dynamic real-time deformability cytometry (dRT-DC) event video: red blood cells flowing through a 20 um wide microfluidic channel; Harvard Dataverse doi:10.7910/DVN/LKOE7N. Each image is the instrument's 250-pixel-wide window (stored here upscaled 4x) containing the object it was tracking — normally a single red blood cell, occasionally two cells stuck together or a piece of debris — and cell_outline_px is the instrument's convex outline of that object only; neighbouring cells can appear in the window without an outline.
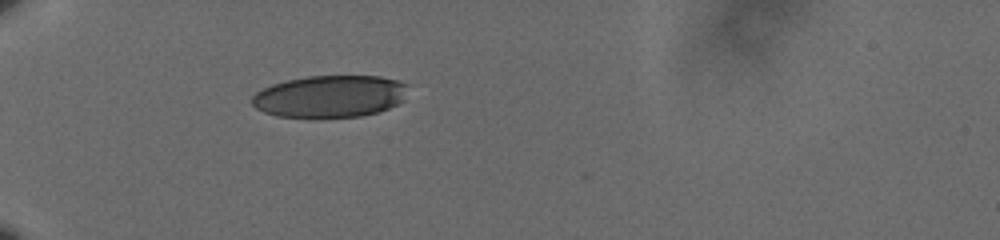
{"species": "human", "species_latin": "Homo sapiens", "temperature_condition": "cold", "stored_images_in_passage": 40, "camera_frame_rate_fps": 3000, "um_per_image_px": 0.085, "donor": {"sex": "male"}, "frame": {"image": 1, "passage_image": 1, "time_ms": 0.0, "image_size_px": [1000, 240], "cell_outline_px": [[408, 84], [404, 100], [388, 108], [376, 112], [360, 116], [320, 120], [312, 120], [276, 116], [264, 112], [256, 108], [252, 104], [252, 96], [256, 92], [272, 84], [288, 80], [308, 76], [380, 76], [396, 80]], "centroid_in_image_um": [28.01, 8.23], "position_along_channel_um": 57.0, "area_um2": 39.13}}
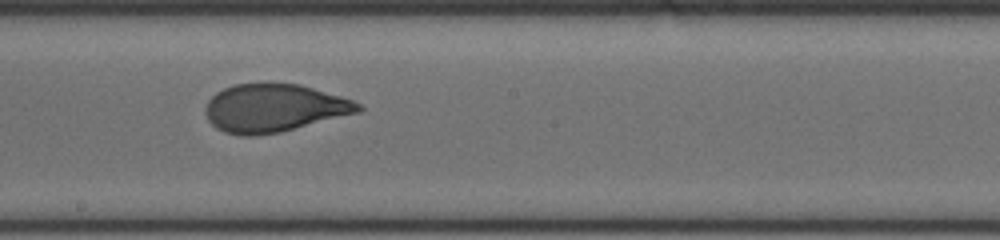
{"frame": {"image": 2, "passage_image": 17, "time_ms": 5.333, "image_size_px": [1000, 240], "cell_outline_px": [[364, 108], [360, 112], [280, 132], [256, 136], [240, 136], [224, 132], [216, 128], [208, 120], [204, 112], [204, 108], [208, 100], [216, 92], [224, 88], [236, 84], [300, 84], [340, 96], [352, 100], [360, 104]], "centroid_in_image_um": [23.26, 9.2], "position_along_channel_um": 224.9, "area_um2": 42.66}}
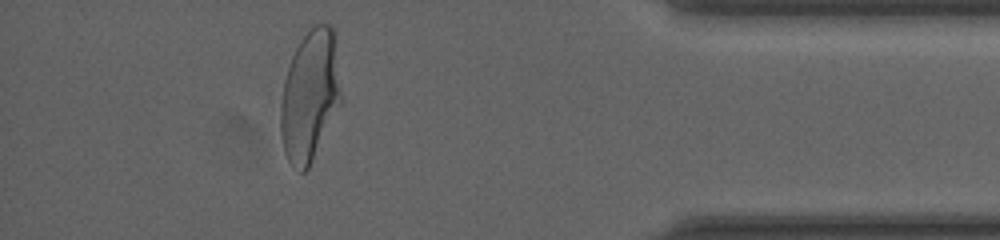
{"frame": {"image": 3, "passage_image": 35, "time_ms": 11.333, "image_size_px": [1000, 240], "cell_outline_px": [[340, 104], [308, 168], [304, 172], [300, 172], [288, 160], [284, 152], [280, 132], [280, 104], [284, 80], [292, 56], [300, 40], [312, 24], [328, 24], [332, 28], [340, 92]], "centroid_in_image_um": [26.29, 8.15], "position_along_channel_um": 408.9, "area_um2": 45.2}, "authors_computed_cell_mechanics": {"area_um2": 43.5812, "velocity_mm_per_s": 3.5812, "shape_relaxation_time_tau1_ms": 4.6166, "shape_relaxation_time_tau2_ms": null, "deformation_change_tau1": 0.185, "deformation_change_tau2": null}}